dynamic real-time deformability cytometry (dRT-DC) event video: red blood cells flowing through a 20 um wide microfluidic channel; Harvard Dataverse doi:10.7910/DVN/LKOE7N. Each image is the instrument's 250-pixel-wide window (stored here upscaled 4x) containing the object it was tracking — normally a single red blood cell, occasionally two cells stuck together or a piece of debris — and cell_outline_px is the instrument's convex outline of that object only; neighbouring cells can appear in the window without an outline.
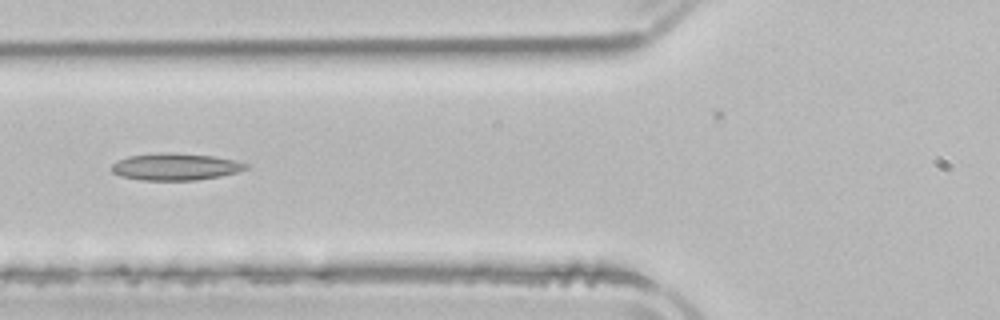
{"species": "common noctule bat (a hibernating species)", "species_latin": "Nyctalus noctula", "temperature_condition": "room temperature", "stored_images_in_passage": 5, "camera_frame_rate_fps": 3000, "um_per_image_px": 0.085, "animal": {"sex": "male", "body_mass_g": 21.5, "forearm_length_mm": 52.0}, "frame": {"image": 1, "passage_image": 4, "time_ms": 4.0, "image_size_px": [1000, 320], "cell_outline_px": [[248, 168], [236, 172], [220, 176], [196, 180], [144, 180], [120, 176], [112, 172], [112, 164], [116, 160], [128, 156], [156, 152], [172, 152], [212, 156], [236, 160], [248, 164]], "centroid_in_image_um": [14.88, 14.16], "position_along_channel_um": 110.9, "area_um2": 21.21}}